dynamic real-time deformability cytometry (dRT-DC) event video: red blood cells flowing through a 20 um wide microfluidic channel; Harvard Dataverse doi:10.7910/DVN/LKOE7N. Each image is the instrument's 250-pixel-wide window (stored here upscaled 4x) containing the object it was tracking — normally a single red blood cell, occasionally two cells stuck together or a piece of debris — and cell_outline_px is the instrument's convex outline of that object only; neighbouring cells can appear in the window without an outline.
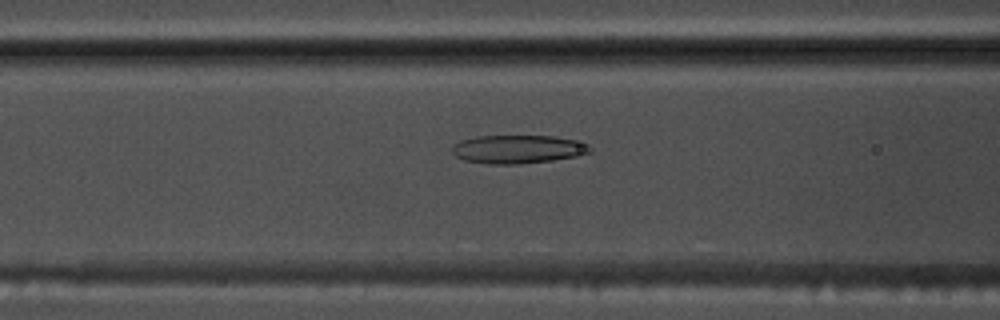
{"species": "common noctule bat (a hibernating species)", "species_latin": "Nyctalus noctula", "temperature_condition": "warm", "stored_images_in_passage": 50, "camera_frame_rate_fps": 3000, "um_per_image_px": 0.085, "animal": {"sex": "male", "body_mass_g": 17.5, "forearm_length_mm": 52.3}, "frame": {"image": 1, "passage_image": 17, "time_ms": 5.333, "image_size_px": [1000, 320], "cell_outline_px": [[592, 152], [576, 156], [552, 160], [520, 164], [488, 164], [464, 160], [456, 156], [452, 152], [452, 144], [460, 140], [476, 136], [552, 136], [572, 140], [588, 144], [592, 148]], "centroid_in_image_um": [43.98, 12.68], "position_along_channel_um": 122.6, "area_um2": 22.83}}
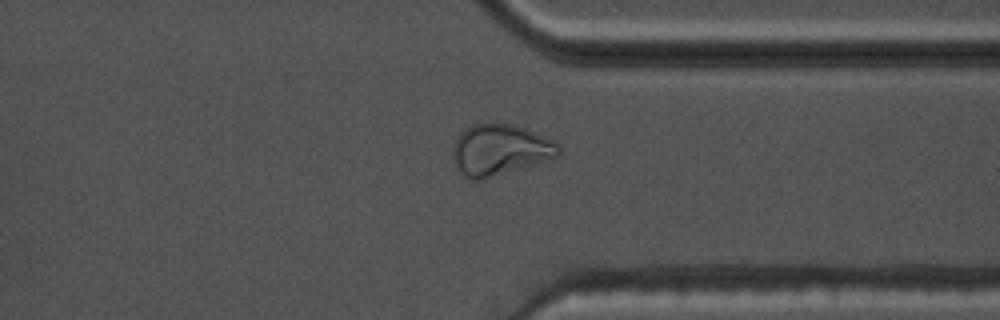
{"frame": {"image": 2, "passage_image": 37, "time_ms": 12.0, "image_size_px": [1000, 320], "cell_outline_px": [[560, 152], [556, 156], [536, 164], [480, 180], [472, 180], [464, 176], [460, 172], [452, 156], [452, 148], [460, 132], [472, 124], [508, 124], [524, 128], [552, 140], [560, 148]], "centroid_in_image_um": [42.45, 12.75], "position_along_channel_um": 369.0, "area_um2": 30.92}}
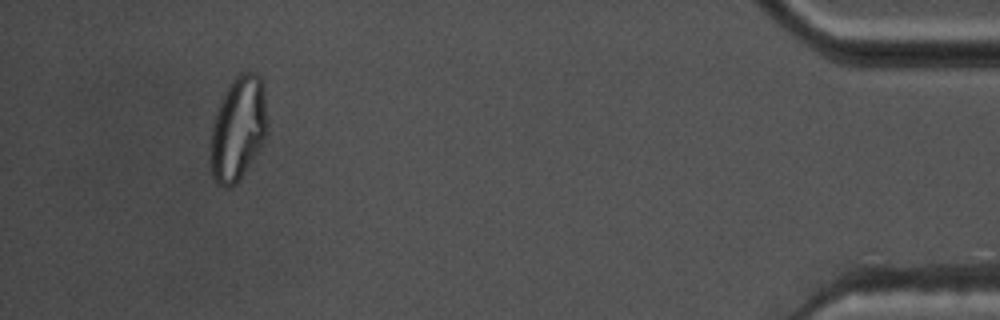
{"frame": {"image": 3, "passage_image": 46, "time_ms": 15.0, "image_size_px": [1000, 320], "cell_outline_px": [[268, 132], [264, 140], [236, 184], [228, 188], [220, 184], [212, 176], [212, 124], [216, 112], [232, 80], [240, 72], [256, 72], [260, 76], [264, 92], [268, 120]], "centroid_in_image_um": [20.28, 10.89], "position_along_channel_um": 414.9, "area_um2": 33.76}, "authors_computed_cell_mechanics": {"area_um2": 25.8077, "velocity_mm_per_s": 3.7125, "shape_relaxation_time_tau1_ms": null, "shape_relaxation_time_tau2_ms": 3.482, "deformation_change_tau1": null, "deformation_change_tau2": 0.1032}}